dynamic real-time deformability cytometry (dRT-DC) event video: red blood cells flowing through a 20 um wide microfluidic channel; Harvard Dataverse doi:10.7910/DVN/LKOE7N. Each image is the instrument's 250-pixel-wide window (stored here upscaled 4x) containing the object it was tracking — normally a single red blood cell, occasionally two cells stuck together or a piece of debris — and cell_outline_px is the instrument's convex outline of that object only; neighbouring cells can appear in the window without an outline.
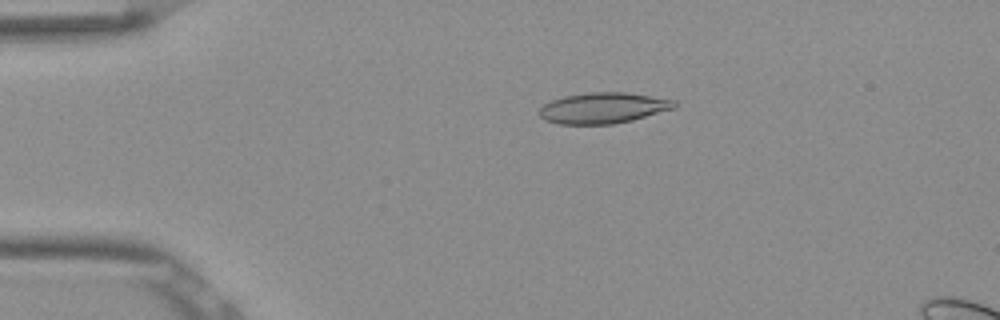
{"species": "Egyptian fruit bat (a non-hibernating species)", "species_latin": "Rousettus aegyptiacus", "temperature_condition": "room temperature", "stored_images_in_passage": 52, "camera_frame_rate_fps": 3000, "um_per_image_px": 0.085, "frame": {"image": 1, "passage_image": 11, "time_ms": 3.333, "image_size_px": [1000, 320], "cell_outline_px": [[680, 104], [676, 108], [632, 120], [612, 124], [556, 124], [544, 120], [540, 116], [540, 108], [544, 104], [552, 100], [564, 96], [588, 92], [624, 92], [676, 100]], "centroid_in_image_um": [51.29, 9.18], "position_along_channel_um": 33.7, "area_um2": 24.39}}
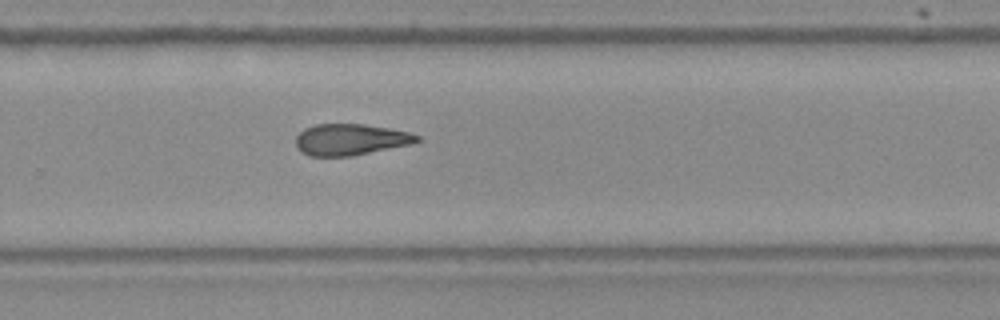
{"frame": {"image": 2, "passage_image": 35, "time_ms": 11.333, "image_size_px": [1000, 320], "cell_outline_px": [[420, 140], [412, 144], [352, 156], [308, 156], [300, 152], [296, 148], [296, 136], [304, 128], [316, 124], [364, 124], [388, 128], [408, 132], [420, 136]], "centroid_in_image_um": [29.76, 11.87], "position_along_channel_um": 300.0, "area_um2": 22.25}}
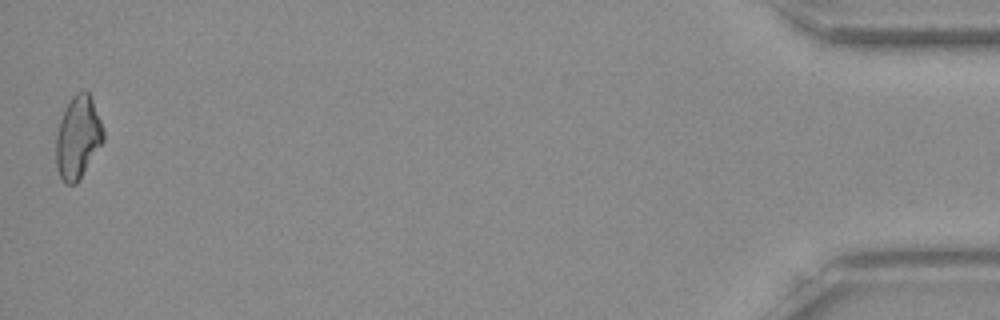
{"frame": {"image": 3, "passage_image": 52, "time_ms": 17.0, "image_size_px": [1000, 320], "cell_outline_px": [[104, 140], [76, 184], [64, 184], [56, 168], [56, 136], [60, 120], [72, 96], [76, 92], [84, 88], [88, 92], [92, 100], [100, 120], [104, 132]], "centroid_in_image_um": [6.61, 11.68], "position_along_channel_um": 428.6, "area_um2": 22.54}, "authors_computed_cell_mechanics": {"area_um2": 23.12, "velocity_mm_per_s": 3.8776, "shape_relaxation_time_tau1_ms": null, "shape_relaxation_time_tau2_ms": 7.4263, "deformation_change_tau1": null, "deformation_change_tau2": 0.1701}}